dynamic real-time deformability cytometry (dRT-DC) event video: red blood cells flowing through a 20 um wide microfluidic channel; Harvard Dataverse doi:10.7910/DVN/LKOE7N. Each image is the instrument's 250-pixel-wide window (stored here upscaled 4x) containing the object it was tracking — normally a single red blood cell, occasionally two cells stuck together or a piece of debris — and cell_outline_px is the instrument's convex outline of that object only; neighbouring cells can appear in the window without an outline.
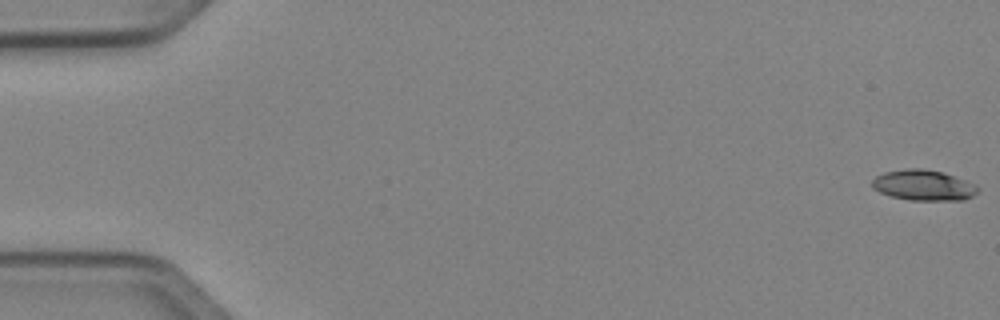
{"species": "Egyptian fruit bat (a non-hibernating species)", "species_latin": "Rousettus aegyptiacus", "temperature_condition": "cold", "stored_images_in_passage": 14, "camera_frame_rate_fps": 3000, "um_per_image_px": 0.085, "animal": {"sex": "female"}, "frame": {"image": 1, "passage_image": 1, "time_ms": 0.0, "image_size_px": [1000, 320], "cell_outline_px": [[980, 188], [972, 196], [964, 200], [912, 200], [892, 196], [880, 192], [872, 188], [872, 180], [876, 176], [884, 172], [904, 168], [920, 168], [944, 172], [964, 180]], "centroid_in_image_um": [78.47, 15.73], "position_along_channel_um": 6.5, "area_um2": 18.73}}
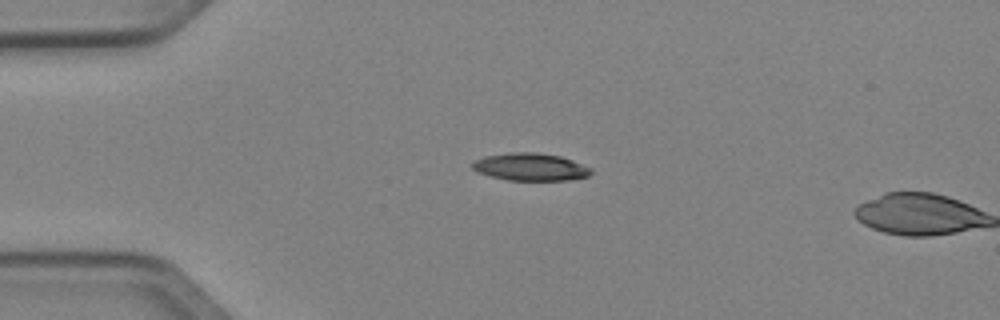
{"frame": {"image": 2, "passage_image": 13, "time_ms": 4.0, "image_size_px": [1000, 320], "cell_outline_px": [[592, 172], [588, 176], [568, 180], [508, 180], [476, 172], [472, 168], [472, 160], [484, 156], [512, 152], [536, 152], [560, 156], [572, 160], [592, 168]], "centroid_in_image_um": [45.06, 14.18], "position_along_channel_um": 39.9, "area_um2": 19.07}}